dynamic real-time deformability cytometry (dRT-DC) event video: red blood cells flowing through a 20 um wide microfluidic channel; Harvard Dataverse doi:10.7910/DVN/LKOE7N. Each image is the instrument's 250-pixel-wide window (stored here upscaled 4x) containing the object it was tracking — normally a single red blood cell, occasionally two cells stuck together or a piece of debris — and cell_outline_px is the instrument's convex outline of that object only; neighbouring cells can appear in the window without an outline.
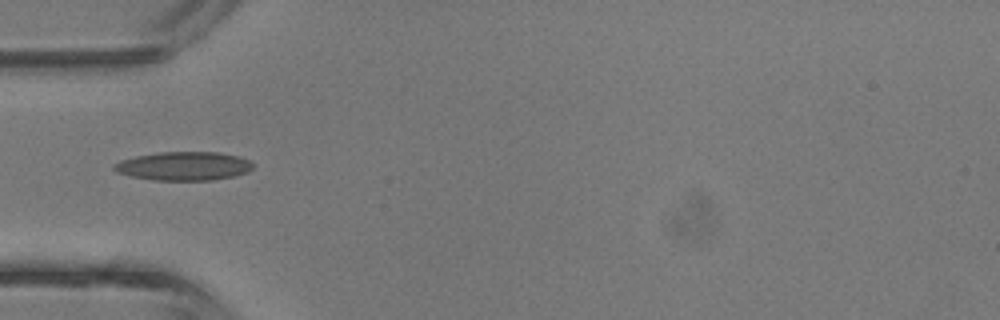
{"species": "common noctule bat (a hibernating species)", "species_latin": "Nyctalus noctula", "temperature_condition": "room temperature", "stored_images_in_passage": 29, "camera_frame_rate_fps": 3000, "um_per_image_px": 0.085, "animal": {"sex": "male", "body_mass_g": 13.3}, "frame": {"image": 1, "passage_image": 1, "time_ms": 0.0, "image_size_px": [1000, 320], "cell_outline_px": [[252, 168], [248, 172], [236, 176], [212, 180], [152, 180], [132, 176], [116, 172], [112, 168], [112, 164], [120, 160], [136, 156], [160, 152], [216, 152], [240, 156], [248, 160], [252, 164]], "centroid_in_image_um": [15.6, 14.12], "position_along_channel_um": 69.4, "area_um2": 23.29}}
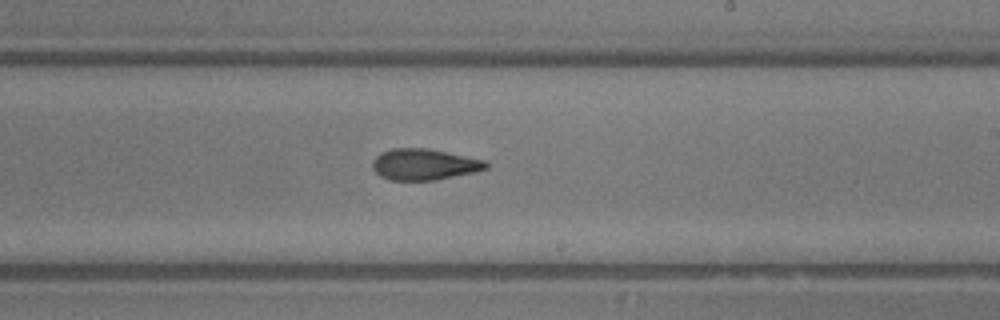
{"frame": {"image": 2, "passage_image": 12, "time_ms": 3.667, "image_size_px": [1000, 320], "cell_outline_px": [[488, 168], [476, 172], [436, 180], [388, 180], [380, 176], [372, 168], [372, 160], [380, 152], [392, 148], [428, 148], [484, 160], [488, 164]], "centroid_in_image_um": [36.03, 13.98], "position_along_channel_um": 253.0, "area_um2": 20.75}}
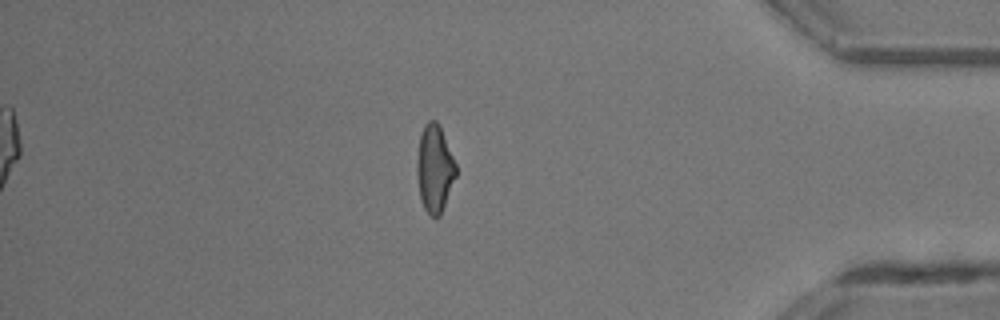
{"frame": {"image": 3, "passage_image": 23, "time_ms": 7.333, "image_size_px": [1000, 320], "cell_outline_px": [[456, 176], [440, 216], [436, 220], [424, 208], [420, 196], [416, 172], [416, 160], [420, 132], [424, 124], [428, 120], [436, 120], [440, 124], [456, 164]], "centroid_in_image_um": [36.93, 14.29], "position_along_channel_um": 398.3, "area_um2": 20.11}, "authors_computed_cell_mechanics": {"area_um2": 20.5768, "velocity_mm_per_s": 4.9816, "shape_relaxation_time_tau1_ms": 6.532, "shape_relaxation_time_tau2_ms": 2.1508, "deformation_change_tau1": 0.1914, "deformation_change_tau2": 0.1122}}